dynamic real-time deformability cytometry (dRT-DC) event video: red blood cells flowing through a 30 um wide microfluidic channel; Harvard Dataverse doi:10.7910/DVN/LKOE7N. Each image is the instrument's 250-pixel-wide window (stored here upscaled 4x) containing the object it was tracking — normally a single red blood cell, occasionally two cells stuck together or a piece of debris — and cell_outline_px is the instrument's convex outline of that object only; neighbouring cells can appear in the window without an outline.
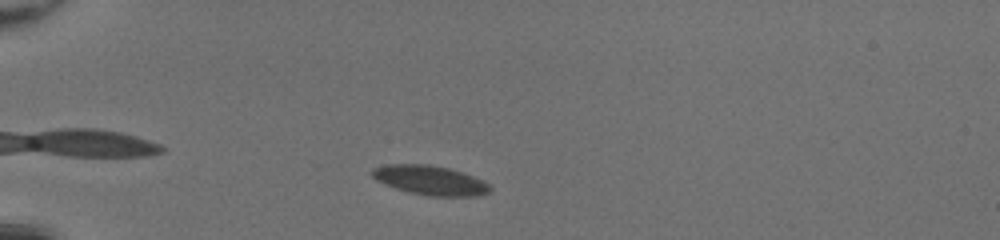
{"species": "common noctule bat (a hibernating species)", "species_latin": "Nyctalus noctula", "temperature_condition": "room temperature", "stored_images_in_passage": 38, "camera_frame_rate_fps": 3000, "um_per_image_px": 0.085, "animal": {"sex": "female", "body_mass_g": 20.0, "forearm_length_mm": 54.0}, "frame": {"image": 1, "passage_image": 7, "time_ms": 2.0, "image_size_px": [1000, 240], "cell_outline_px": [[492, 188], [488, 192], [476, 196], [428, 196], [396, 188], [384, 184], [376, 180], [372, 176], [372, 168], [388, 164], [428, 164], [448, 168], [472, 176], [488, 184]], "centroid_in_image_um": [36.53, 15.32], "position_along_channel_um": 48.5, "area_um2": 19.88}}
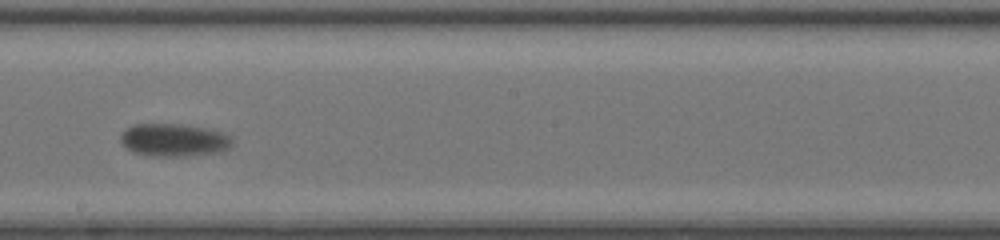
{"frame": {"image": 2, "passage_image": 24, "time_ms": 7.667, "image_size_px": [1000, 240], "cell_outline_px": [[232, 144], [228, 148], [220, 152], [188, 156], [148, 156], [132, 152], [120, 140], [120, 136], [124, 128], [136, 124], [180, 124], [208, 128], [224, 132], [232, 136]], "centroid_in_image_um": [14.8, 11.9], "position_along_channel_um": 233.4, "area_um2": 21.62}}
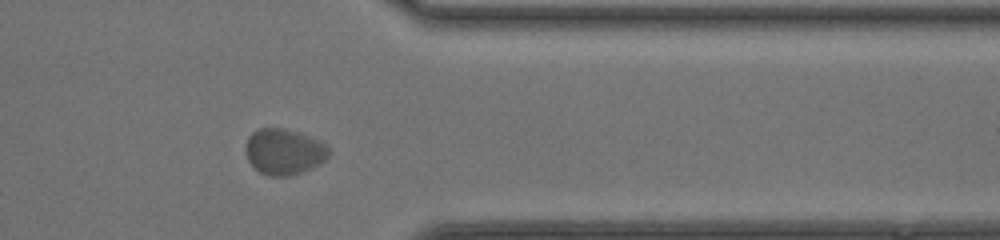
{"frame": {"image": 3, "passage_image": 36, "time_ms": 11.667, "image_size_px": [1000, 240], "cell_outline_px": [[328, 156], [320, 164], [312, 168], [288, 176], [268, 176], [260, 172], [248, 160], [244, 148], [248, 136], [256, 128], [284, 128], [308, 136], [324, 144], [328, 148]], "centroid_in_image_um": [24.09, 12.89], "position_along_channel_um": 387.3, "area_um2": 22.08}, "authors_computed_cell_mechanics": {"area_um2": 20.1433, "velocity_mm_per_s": 3.9535, "shape_relaxation_time_tau1_ms": 2.369, "shape_relaxation_time_tau2_ms": null, "deformation_change_tau1": 0.0625, "deformation_change_tau2": null}}